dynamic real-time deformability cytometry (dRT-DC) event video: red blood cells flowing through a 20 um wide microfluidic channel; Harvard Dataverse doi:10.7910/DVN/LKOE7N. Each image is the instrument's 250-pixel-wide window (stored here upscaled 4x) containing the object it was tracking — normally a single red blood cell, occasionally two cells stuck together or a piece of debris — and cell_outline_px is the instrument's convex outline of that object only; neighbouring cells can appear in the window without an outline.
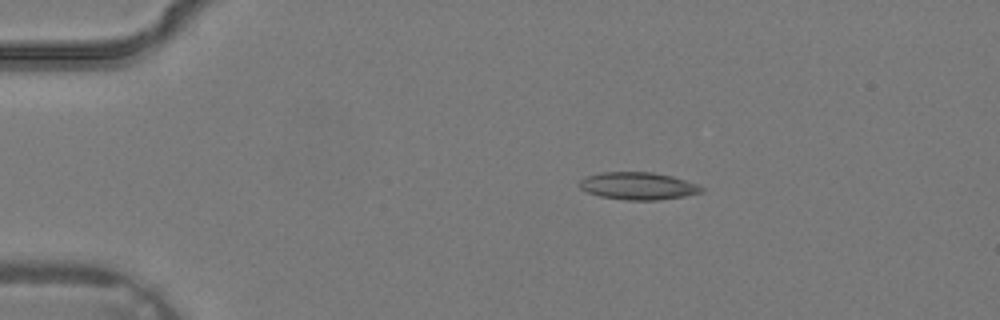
{"species": "common noctule bat (a hibernating species)", "species_latin": "Nyctalus noctula", "temperature_condition": "warm", "stored_images_in_passage": 1, "camera_frame_rate_fps": 3000, "um_per_image_px": 0.085, "animal": {"sex": "male", "body_mass_g": 19.2, "forearm_length_mm": 51.8}, "frame": {"image": 1, "passage_image": 1, "time_ms": 0.0, "image_size_px": [1000, 320], "cell_outline_px": [[704, 192], [684, 196], [656, 200], [628, 200], [600, 196], [588, 192], [580, 188], [576, 184], [580, 180], [588, 176], [604, 172], [652, 172], [672, 176], [696, 184], [704, 188]], "centroid_in_image_um": [54.23, 15.8], "position_along_channel_um": 30.8, "area_um2": 19.36}}